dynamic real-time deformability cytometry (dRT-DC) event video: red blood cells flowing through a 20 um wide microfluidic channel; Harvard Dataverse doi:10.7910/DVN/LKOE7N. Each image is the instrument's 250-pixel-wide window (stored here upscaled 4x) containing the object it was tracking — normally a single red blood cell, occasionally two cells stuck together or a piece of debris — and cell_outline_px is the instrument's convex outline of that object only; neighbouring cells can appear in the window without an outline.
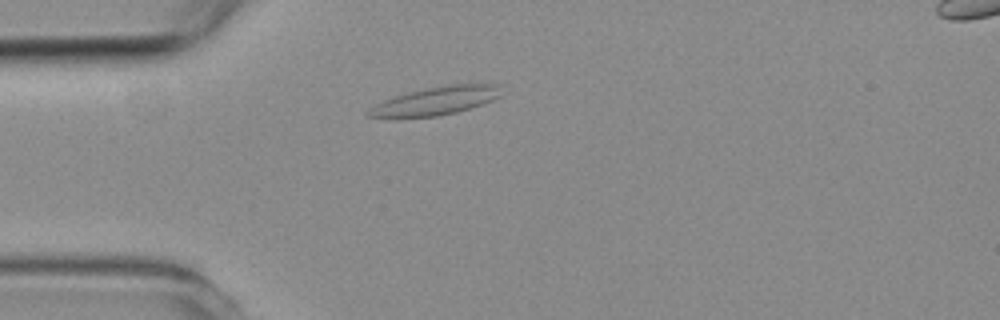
{"species": "common noctule bat (a hibernating species)", "species_latin": "Nyctalus noctula", "temperature_condition": "room temperature", "stored_images_in_passage": 4, "camera_frame_rate_fps": 3000, "um_per_image_px": 0.085, "animal": {"sex": "female", "body_mass_g": 19.3, "forearm_length_mm": 54.1}, "frame": {"image": 1, "passage_image": 3, "time_ms": 2.333, "image_size_px": [1000, 320], "cell_outline_px": [[504, 96], [456, 112], [440, 116], [364, 116], [364, 112], [368, 108], [384, 100], [408, 92], [428, 88], [452, 84], [500, 84]], "centroid_in_image_um": [37.1, 8.55], "position_along_channel_um": 47.9, "area_um2": 21.44}}